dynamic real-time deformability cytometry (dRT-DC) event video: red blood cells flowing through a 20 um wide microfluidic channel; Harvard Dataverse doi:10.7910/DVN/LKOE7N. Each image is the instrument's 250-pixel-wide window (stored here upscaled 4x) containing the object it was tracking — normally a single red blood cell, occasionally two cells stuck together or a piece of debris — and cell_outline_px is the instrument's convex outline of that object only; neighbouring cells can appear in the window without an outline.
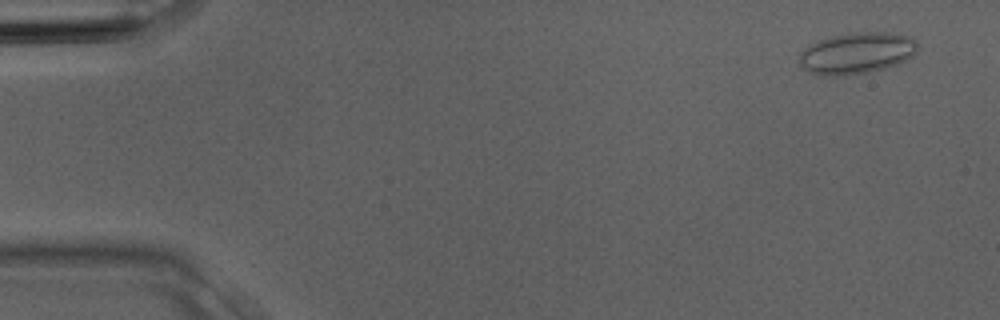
{"species": "Egyptian fruit bat (a non-hibernating species)", "species_latin": "Rousettus aegyptiacus", "temperature_condition": "room temperature", "stored_images_in_passage": 3, "camera_frame_rate_fps": 3000, "um_per_image_px": 0.085, "animal": {"sex": "male"}, "frame": {"image": 1, "passage_image": 1, "time_ms": 0.0, "image_size_px": [1000, 320], "cell_outline_px": [[916, 52], [912, 56], [896, 64], [884, 68], [868, 72], [836, 76], [816, 76], [808, 72], [800, 64], [800, 52], [804, 48], [816, 40], [848, 32], [888, 32], [912, 36], [916, 40]], "centroid_in_image_um": [72.79, 4.5], "position_along_channel_um": 12.2, "area_um2": 28.78}}